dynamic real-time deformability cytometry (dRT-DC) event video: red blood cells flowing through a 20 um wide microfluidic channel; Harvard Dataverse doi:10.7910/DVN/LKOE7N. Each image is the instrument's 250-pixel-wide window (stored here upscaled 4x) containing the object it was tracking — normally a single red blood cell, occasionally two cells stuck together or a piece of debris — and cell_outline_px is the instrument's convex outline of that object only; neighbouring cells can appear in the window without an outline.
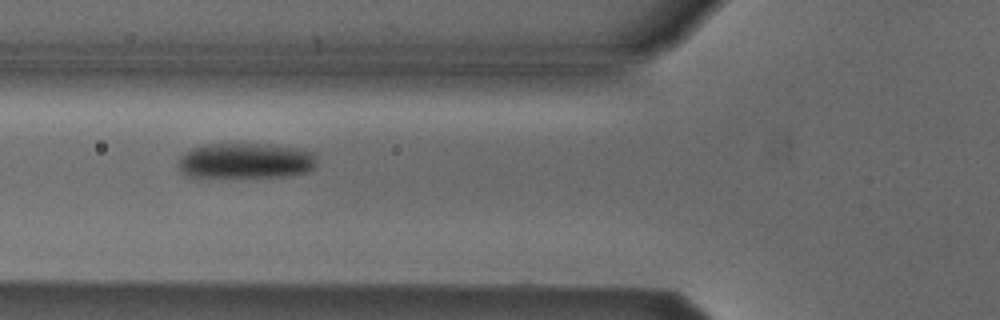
{"species": "Egyptian fruit bat (a non-hibernating species)", "species_latin": "Rousettus aegyptiacus", "temperature_condition": "cold", "stored_images_in_passage": 6, "camera_frame_rate_fps": 3000, "um_per_image_px": 0.085, "animal": {"sex": "male"}, "frame": {"image": 1, "passage_image": 4, "time_ms": 1.0, "image_size_px": [1000, 320], "cell_outline_px": [[316, 164], [312, 168], [304, 172], [284, 176], [184, 176], [176, 168], [176, 164], [180, 156], [184, 152], [192, 148], [204, 144], [272, 144], [296, 148], [312, 152], [316, 156]], "centroid_in_image_um": [20.8, 13.65], "position_along_channel_um": 105.0, "area_um2": 28.61}}